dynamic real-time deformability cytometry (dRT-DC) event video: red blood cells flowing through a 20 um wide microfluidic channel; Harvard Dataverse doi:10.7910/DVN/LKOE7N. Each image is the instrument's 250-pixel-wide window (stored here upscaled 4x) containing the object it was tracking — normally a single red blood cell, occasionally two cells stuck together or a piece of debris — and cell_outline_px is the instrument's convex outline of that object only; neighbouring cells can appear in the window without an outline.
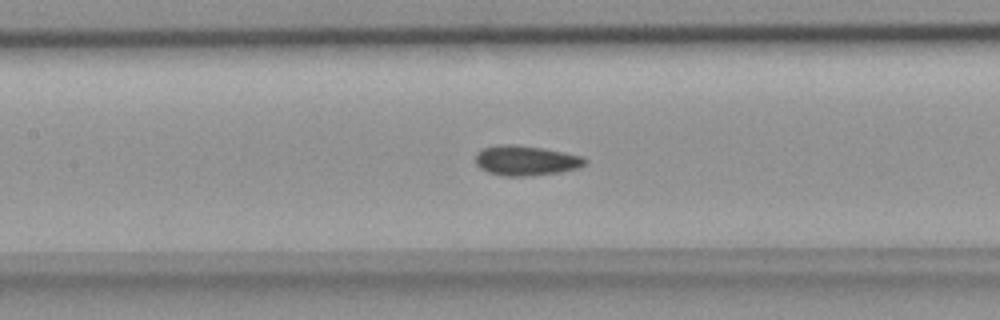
{"species": "common noctule bat (a hibernating species)", "species_latin": "Nyctalus noctula", "temperature_condition": "room temperature", "stored_images_in_passage": 45, "camera_frame_rate_fps": 3000, "um_per_image_px": 0.085, "animal": {"sex": "female", "body_mass_g": 18.4}, "frame": {"image": 1, "passage_image": 17, "time_ms": 5.333, "image_size_px": [1000, 320], "cell_outline_px": [[588, 160], [584, 164], [576, 168], [560, 172], [528, 176], [504, 176], [488, 172], [480, 168], [476, 164], [476, 152], [484, 148], [500, 144], [516, 144], [544, 148], [564, 152], [580, 156]], "centroid_in_image_um": [44.67, 13.64], "position_along_channel_um": 162.7, "area_um2": 19.07}}
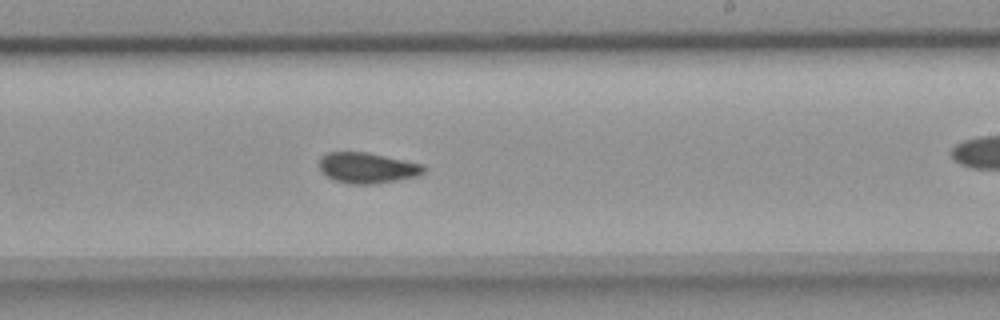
{"frame": {"image": 2, "passage_image": 24, "time_ms": 7.667, "image_size_px": [1000, 320], "cell_outline_px": [[428, 168], [424, 172], [416, 176], [396, 180], [372, 184], [348, 184], [336, 180], [328, 176], [320, 168], [320, 156], [328, 152], [368, 152], [424, 164]], "centroid_in_image_um": [31.26, 14.25], "position_along_channel_um": 257.7, "area_um2": 18.61}}
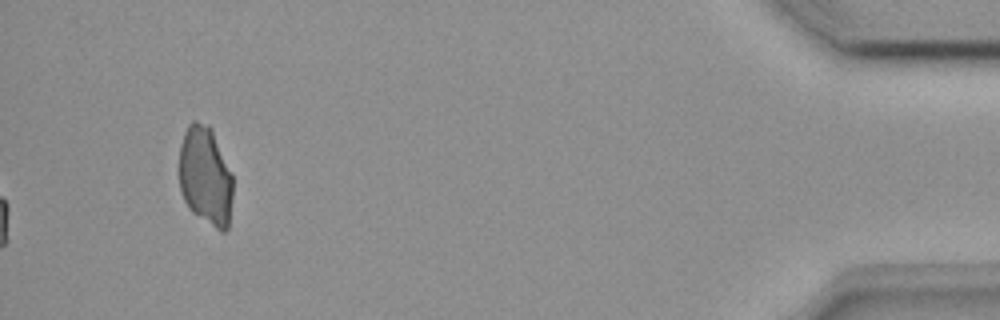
{"frame": {"image": 3, "passage_image": 45, "time_ms": 14.667, "image_size_px": [1000, 320], "cell_outline_px": [[232, 196], [228, 228], [224, 232], [220, 232], [192, 212], [188, 208], [180, 192], [180, 144], [184, 132], [188, 124], [192, 120], [196, 120], [208, 124], [212, 128], [232, 172]], "centroid_in_image_um": [17.47, 14.94], "position_along_channel_um": 417.7, "area_um2": 31.44}}